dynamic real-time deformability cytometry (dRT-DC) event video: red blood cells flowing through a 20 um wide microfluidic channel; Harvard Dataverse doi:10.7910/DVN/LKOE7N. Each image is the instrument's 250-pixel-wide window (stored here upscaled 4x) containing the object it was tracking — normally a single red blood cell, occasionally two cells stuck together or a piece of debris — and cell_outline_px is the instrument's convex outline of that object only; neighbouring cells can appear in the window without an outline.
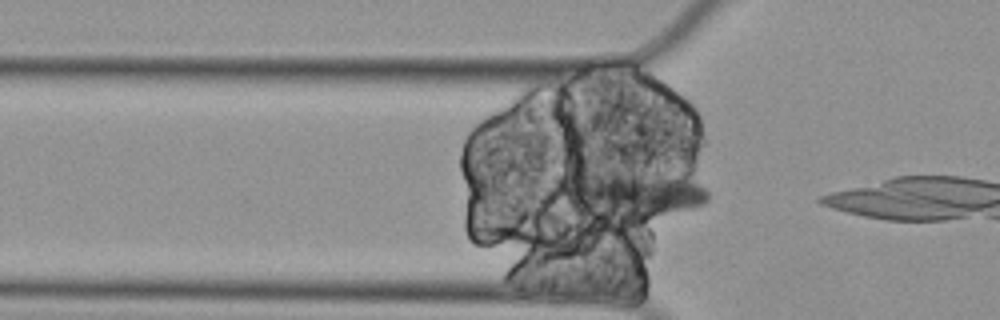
{"species": "Egyptian fruit bat (a non-hibernating species)", "species_latin": "Rousettus aegyptiacus", "temperature_condition": "cold", "stored_images_in_passage": 13, "camera_frame_rate_fps": 3000, "um_per_image_px": 0.085, "animal": {"sex": "female"}, "frame": {"image": 1, "passage_image": 10, "time_ms": 3.0, "image_size_px": [1000, 320], "cell_outline_px": [[708, 200], [704, 204], [692, 208], [648, 216], [632, 216], [572, 204], [568, 200], [572, 172], [684, 172], [704, 188], [708, 192]], "centroid_in_image_um": [54.09, 16.34], "position_along_channel_um": 71.7, "area_um2": 36.88}}